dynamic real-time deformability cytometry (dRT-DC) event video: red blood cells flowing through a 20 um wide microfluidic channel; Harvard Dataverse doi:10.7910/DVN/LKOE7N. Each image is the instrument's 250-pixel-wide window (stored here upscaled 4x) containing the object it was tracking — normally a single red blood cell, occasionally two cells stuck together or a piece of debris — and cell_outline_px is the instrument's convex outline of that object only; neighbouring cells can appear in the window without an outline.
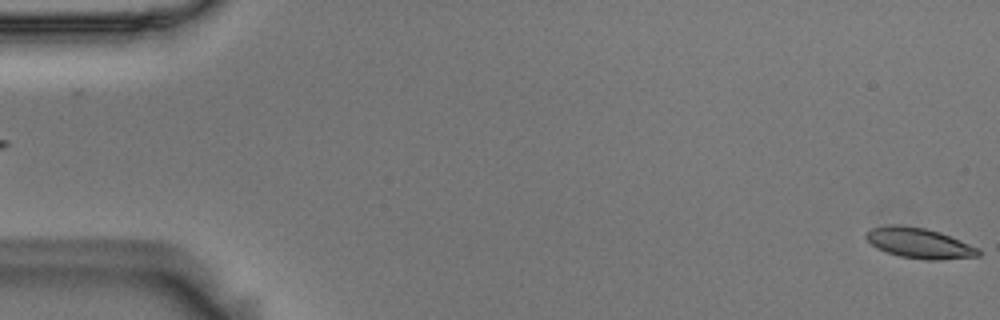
{"species": "Egyptian fruit bat (a non-hibernating species)", "species_latin": "Rousettus aegyptiacus", "temperature_condition": "room temperature", "stored_images_in_passage": 5, "segment_of_instrument_passage": [2, 2], "camera_frame_rate_fps": 3000, "um_per_image_px": 0.085, "animal": {"sex": "male"}, "frame": {"image": 1, "passage_image": 5, "time_ms": 1.333, "image_size_px": [1000, 320], "cell_outline_px": [[980, 256], [936, 260], [924, 260], [900, 256], [876, 248], [864, 236], [864, 232], [872, 228], [888, 224], [900, 224], [924, 228], [940, 232], [980, 248]], "centroid_in_image_um": [78.12, 20.65], "position_along_channel_um": 6.9, "area_um2": 20.0}}